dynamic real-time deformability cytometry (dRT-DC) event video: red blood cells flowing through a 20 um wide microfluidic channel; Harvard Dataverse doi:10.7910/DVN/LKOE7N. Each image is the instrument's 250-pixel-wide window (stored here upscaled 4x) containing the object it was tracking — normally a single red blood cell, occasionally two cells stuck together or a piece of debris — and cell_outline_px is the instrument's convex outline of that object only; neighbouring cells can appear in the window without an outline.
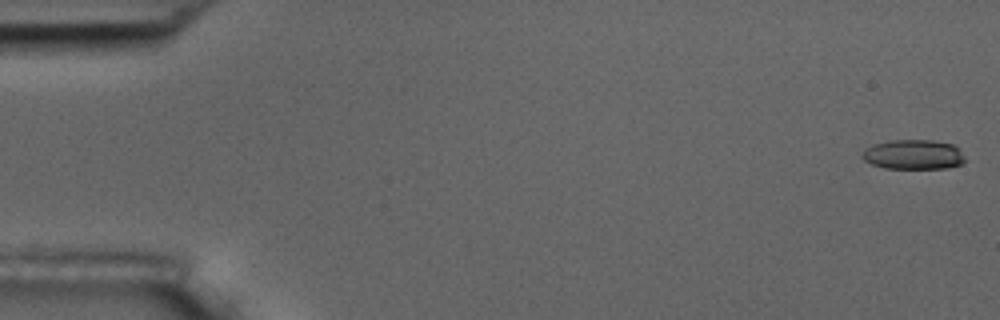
{"species": "common noctule bat (a hibernating species)", "species_latin": "Nyctalus noctula", "temperature_condition": "room temperature", "stored_images_in_passage": 6, "camera_frame_rate_fps": 3000, "um_per_image_px": 0.085, "animal": {"sex": "male", "body_mass_g": 17.5, "forearm_length_mm": 52.3}, "frame": {"image": 1, "passage_image": 1, "time_ms": 0.0, "image_size_px": [1000, 320], "cell_outline_px": [[964, 160], [960, 164], [948, 168], [884, 168], [872, 164], [864, 160], [860, 156], [864, 148], [872, 144], [888, 140], [932, 140], [952, 144], [960, 148], [964, 156]], "centroid_in_image_um": [77.61, 13.12], "position_along_channel_um": 7.4, "area_um2": 17.98}}
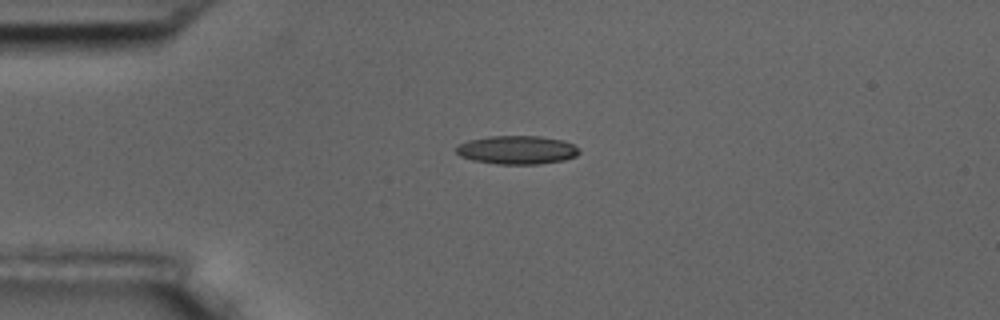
{"frame": {"image": 2, "passage_image": 5, "time_ms": 4.333, "image_size_px": [1000, 320], "cell_outline_px": [[580, 152], [576, 156], [564, 160], [540, 164], [496, 164], [472, 160], [460, 156], [456, 152], [456, 148], [460, 144], [468, 140], [488, 136], [540, 136], [564, 140], [580, 148]], "centroid_in_image_um": [43.97, 12.74], "position_along_channel_um": 41.0, "area_um2": 20.58}}